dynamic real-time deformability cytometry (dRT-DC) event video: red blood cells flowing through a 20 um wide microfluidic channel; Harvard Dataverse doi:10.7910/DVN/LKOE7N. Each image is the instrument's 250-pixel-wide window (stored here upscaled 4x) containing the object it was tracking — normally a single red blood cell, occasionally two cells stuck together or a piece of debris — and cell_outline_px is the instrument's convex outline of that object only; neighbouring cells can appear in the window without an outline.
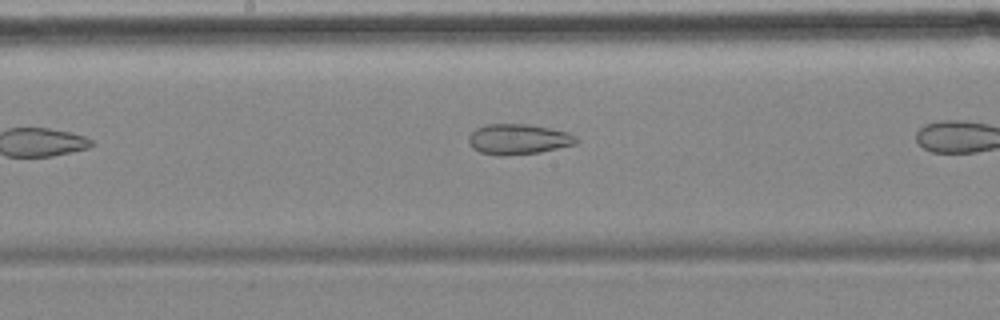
{"species": "common noctule bat (a hibernating species)", "species_latin": "Nyctalus noctula", "temperature_condition": "cold", "stored_images_in_passage": 9, "camera_frame_rate_fps": 3000, "um_per_image_px": 0.085, "animal": {"sex": "female", "body_mass_g": 18.4}, "frame": {"image": 1, "passage_image": 6, "time_ms": 7.333, "image_size_px": [1000, 320], "cell_outline_px": [[580, 140], [576, 144], [540, 152], [504, 156], [500, 156], [480, 152], [472, 148], [468, 140], [468, 136], [476, 128], [484, 124], [528, 124], [552, 128], [568, 132], [576, 136]], "centroid_in_image_um": [44.07, 11.83], "position_along_channel_um": 204.1, "area_um2": 19.31}}
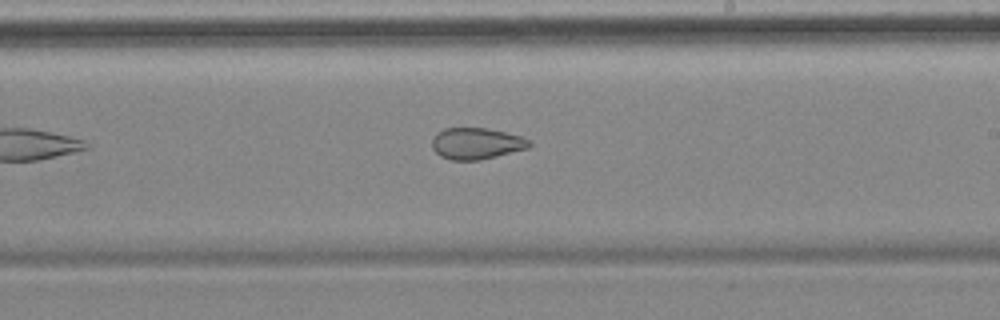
{"frame": {"image": 2, "passage_image": 8, "time_ms": 9.667, "image_size_px": [1000, 320], "cell_outline_px": [[532, 144], [528, 148], [480, 160], [452, 160], [440, 156], [432, 148], [432, 136], [436, 132], [444, 128], [488, 128], [520, 136], [532, 140]], "centroid_in_image_um": [40.48, 12.19], "position_along_channel_um": 248.5, "area_um2": 17.92}}